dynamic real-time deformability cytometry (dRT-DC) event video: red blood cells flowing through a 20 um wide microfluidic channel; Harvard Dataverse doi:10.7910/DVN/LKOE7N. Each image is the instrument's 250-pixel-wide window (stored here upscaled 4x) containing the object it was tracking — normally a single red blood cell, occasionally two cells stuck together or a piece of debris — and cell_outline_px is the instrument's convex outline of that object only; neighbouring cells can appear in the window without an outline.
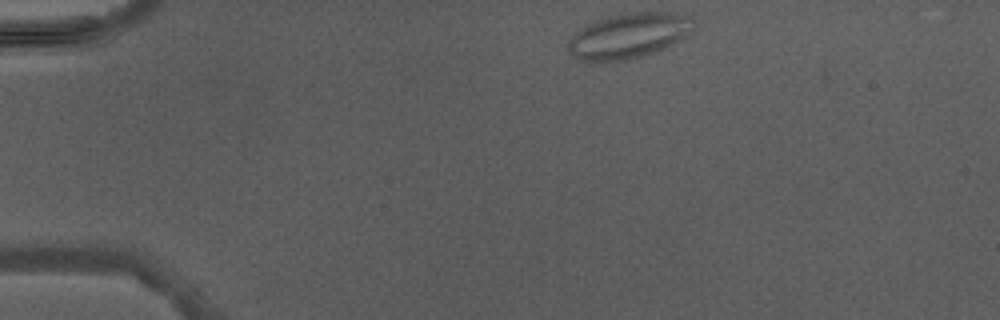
{"species": "Egyptian fruit bat (a non-hibernating species)", "species_latin": "Rousettus aegyptiacus", "temperature_condition": "warm", "stored_images_in_passage": 3, "camera_frame_rate_fps": 3000, "um_per_image_px": 0.085, "animal": {"sex": "male"}, "frame": {"image": 1, "passage_image": 1, "time_ms": 0.0, "image_size_px": [1000, 320], "cell_outline_px": [[696, 20], [692, 28], [680, 40], [656, 52], [628, 60], [592, 64], [588, 64], [576, 60], [572, 56], [568, 48], [568, 40], [580, 28], [596, 20], [628, 12], [684, 12], [692, 16]], "centroid_in_image_um": [53.42, 3.06], "position_along_channel_um": 31.6, "area_um2": 33.87}}
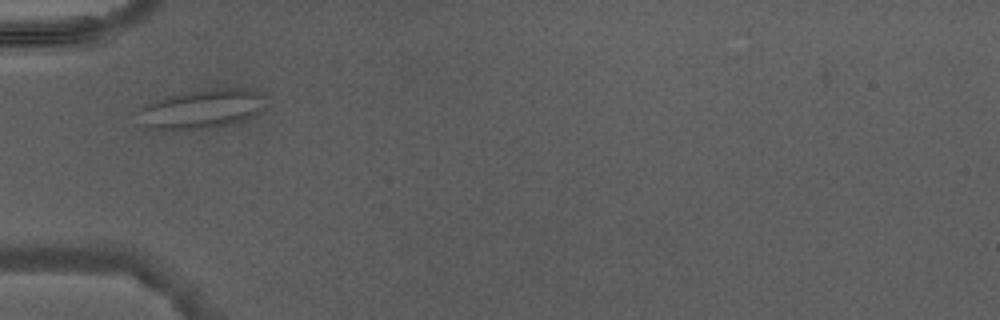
{"frame": {"image": 2, "passage_image": 3, "time_ms": 2.333, "image_size_px": [1000, 320], "cell_outline_px": [[264, 108], [260, 112], [244, 120], [216, 128], [144, 128], [132, 112], [144, 104], [152, 100], [168, 96], [212, 88], [244, 88], [256, 92]], "centroid_in_image_um": [17.01, 9.27], "position_along_channel_um": 68.0, "area_um2": 28.9}}